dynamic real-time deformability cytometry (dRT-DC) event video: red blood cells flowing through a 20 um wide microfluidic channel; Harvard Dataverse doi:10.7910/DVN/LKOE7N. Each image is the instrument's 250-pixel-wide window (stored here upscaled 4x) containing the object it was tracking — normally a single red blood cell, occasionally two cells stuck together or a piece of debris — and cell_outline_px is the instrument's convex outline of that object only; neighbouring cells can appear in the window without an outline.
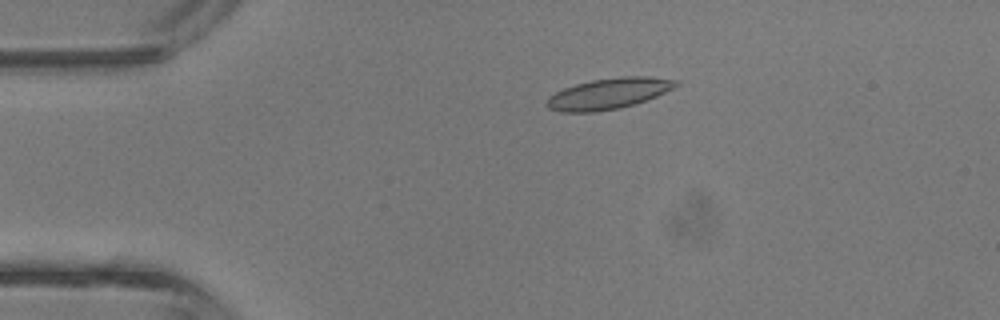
{"species": "common noctule bat (a hibernating species)", "species_latin": "Nyctalus noctula", "temperature_condition": "room temperature", "stored_images_in_passage": 43, "camera_frame_rate_fps": 3000, "um_per_image_px": 0.085, "animal": {"sex": "male", "body_mass_g": 13.3}, "frame": {"image": 1, "passage_image": 9, "time_ms": 2.667, "image_size_px": [1000, 320], "cell_outline_px": [[680, 84], [656, 96], [636, 104], [620, 108], [592, 112], [560, 112], [548, 108], [544, 104], [548, 96], [564, 88], [576, 84], [592, 80], [620, 76], [648, 76], [680, 80]], "centroid_in_image_um": [51.72, 7.95], "position_along_channel_um": 33.3, "area_um2": 23.41}}
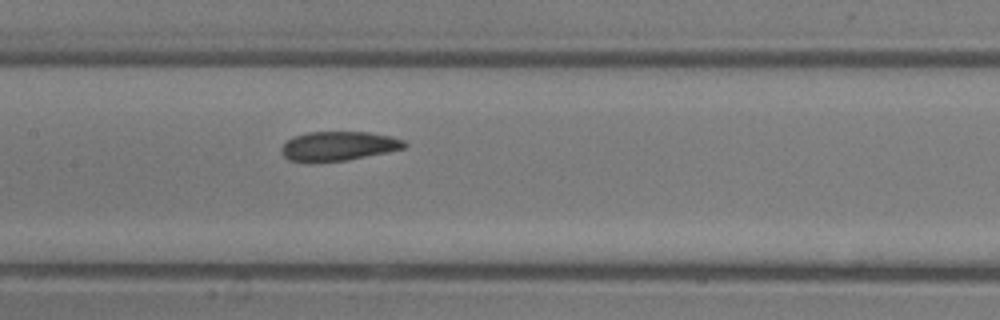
{"frame": {"image": 2, "passage_image": 21, "time_ms": 6.667, "image_size_px": [1000, 320], "cell_outline_px": [[408, 144], [404, 148], [388, 152], [344, 160], [312, 164], [304, 164], [288, 160], [280, 152], [280, 148], [292, 136], [308, 132], [368, 132], [392, 136], [404, 140]], "centroid_in_image_um": [28.7, 12.44], "position_along_channel_um": 178.7, "area_um2": 21.5}}
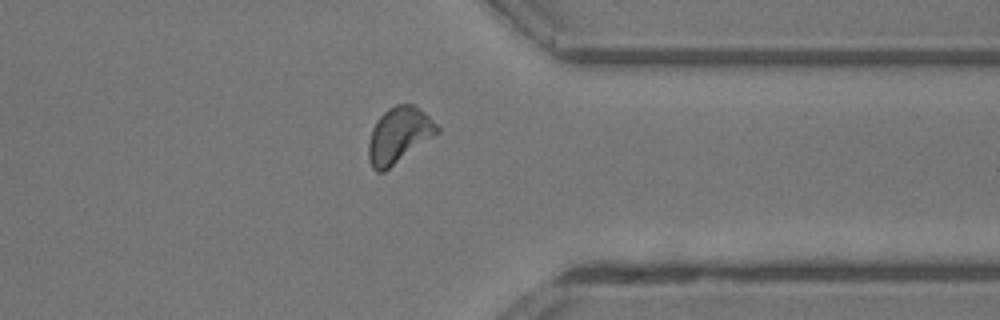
{"frame": {"image": 3, "passage_image": 34, "time_ms": 11.0, "image_size_px": [1000, 320], "cell_outline_px": [[440, 132], [384, 172], [376, 172], [372, 168], [368, 156], [368, 144], [372, 128], [376, 120], [388, 108], [396, 104], [412, 104], [424, 112], [440, 128]], "centroid_in_image_um": [33.89, 11.5], "position_along_channel_um": 377.5, "area_um2": 22.25}, "authors_computed_cell_mechanics": {"area_um2": 21.4438, "velocity_mm_per_s": 4.7532, "shape_relaxation_time_tau1_ms": 2.3369, "shape_relaxation_time_tau2_ms": 1.722, "deformation_change_tau1": 0.1215, "deformation_change_tau2": 0.0974}}